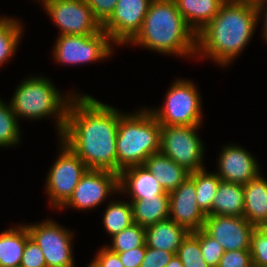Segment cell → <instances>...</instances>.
Segmentation results:
<instances>
[{
    "mask_svg": "<svg viewBox=\"0 0 267 267\" xmlns=\"http://www.w3.org/2000/svg\"><path fill=\"white\" fill-rule=\"evenodd\" d=\"M119 109L78 93L67 109L63 133L58 137L88 169L117 174L116 138Z\"/></svg>",
    "mask_w": 267,
    "mask_h": 267,
    "instance_id": "obj_1",
    "label": "cell"
},
{
    "mask_svg": "<svg viewBox=\"0 0 267 267\" xmlns=\"http://www.w3.org/2000/svg\"><path fill=\"white\" fill-rule=\"evenodd\" d=\"M254 1L224 2L218 14L196 34V56L211 58L221 67L243 51L258 26Z\"/></svg>",
    "mask_w": 267,
    "mask_h": 267,
    "instance_id": "obj_2",
    "label": "cell"
},
{
    "mask_svg": "<svg viewBox=\"0 0 267 267\" xmlns=\"http://www.w3.org/2000/svg\"><path fill=\"white\" fill-rule=\"evenodd\" d=\"M129 44L176 57L196 56V33L174 0H152L140 32Z\"/></svg>",
    "mask_w": 267,
    "mask_h": 267,
    "instance_id": "obj_3",
    "label": "cell"
},
{
    "mask_svg": "<svg viewBox=\"0 0 267 267\" xmlns=\"http://www.w3.org/2000/svg\"><path fill=\"white\" fill-rule=\"evenodd\" d=\"M161 124L149 109L121 113L116 138L117 174L143 165L152 154L160 152Z\"/></svg>",
    "mask_w": 267,
    "mask_h": 267,
    "instance_id": "obj_4",
    "label": "cell"
},
{
    "mask_svg": "<svg viewBox=\"0 0 267 267\" xmlns=\"http://www.w3.org/2000/svg\"><path fill=\"white\" fill-rule=\"evenodd\" d=\"M74 96V93L62 95L47 77L30 76L22 80L9 102L17 119L39 120L54 116L57 134L60 137L64 130L69 103Z\"/></svg>",
    "mask_w": 267,
    "mask_h": 267,
    "instance_id": "obj_5",
    "label": "cell"
},
{
    "mask_svg": "<svg viewBox=\"0 0 267 267\" xmlns=\"http://www.w3.org/2000/svg\"><path fill=\"white\" fill-rule=\"evenodd\" d=\"M188 79H176L162 107L149 109L161 125H202L201 96Z\"/></svg>",
    "mask_w": 267,
    "mask_h": 267,
    "instance_id": "obj_6",
    "label": "cell"
},
{
    "mask_svg": "<svg viewBox=\"0 0 267 267\" xmlns=\"http://www.w3.org/2000/svg\"><path fill=\"white\" fill-rule=\"evenodd\" d=\"M199 127L201 125H161L160 152L190 173L205 169L204 143L197 135Z\"/></svg>",
    "mask_w": 267,
    "mask_h": 267,
    "instance_id": "obj_7",
    "label": "cell"
},
{
    "mask_svg": "<svg viewBox=\"0 0 267 267\" xmlns=\"http://www.w3.org/2000/svg\"><path fill=\"white\" fill-rule=\"evenodd\" d=\"M53 47L54 60L62 65H81L108 58L113 53V42L101 30L93 35H58Z\"/></svg>",
    "mask_w": 267,
    "mask_h": 267,
    "instance_id": "obj_8",
    "label": "cell"
},
{
    "mask_svg": "<svg viewBox=\"0 0 267 267\" xmlns=\"http://www.w3.org/2000/svg\"><path fill=\"white\" fill-rule=\"evenodd\" d=\"M60 153L49 169L45 191L51 206L60 209L72 196L82 175L87 171L85 163L61 140Z\"/></svg>",
    "mask_w": 267,
    "mask_h": 267,
    "instance_id": "obj_9",
    "label": "cell"
},
{
    "mask_svg": "<svg viewBox=\"0 0 267 267\" xmlns=\"http://www.w3.org/2000/svg\"><path fill=\"white\" fill-rule=\"evenodd\" d=\"M38 224H27L30 237L42 250L47 267H75L73 233L58 222L47 219Z\"/></svg>",
    "mask_w": 267,
    "mask_h": 267,
    "instance_id": "obj_10",
    "label": "cell"
},
{
    "mask_svg": "<svg viewBox=\"0 0 267 267\" xmlns=\"http://www.w3.org/2000/svg\"><path fill=\"white\" fill-rule=\"evenodd\" d=\"M42 6L60 29L59 35H93L102 30L85 0H48Z\"/></svg>",
    "mask_w": 267,
    "mask_h": 267,
    "instance_id": "obj_11",
    "label": "cell"
},
{
    "mask_svg": "<svg viewBox=\"0 0 267 267\" xmlns=\"http://www.w3.org/2000/svg\"><path fill=\"white\" fill-rule=\"evenodd\" d=\"M119 193V174L106 170L87 169L72 196L60 208L91 210L105 202L108 195Z\"/></svg>",
    "mask_w": 267,
    "mask_h": 267,
    "instance_id": "obj_12",
    "label": "cell"
},
{
    "mask_svg": "<svg viewBox=\"0 0 267 267\" xmlns=\"http://www.w3.org/2000/svg\"><path fill=\"white\" fill-rule=\"evenodd\" d=\"M152 0H118L111 16L102 24L116 45H127L140 32Z\"/></svg>",
    "mask_w": 267,
    "mask_h": 267,
    "instance_id": "obj_13",
    "label": "cell"
},
{
    "mask_svg": "<svg viewBox=\"0 0 267 267\" xmlns=\"http://www.w3.org/2000/svg\"><path fill=\"white\" fill-rule=\"evenodd\" d=\"M244 216L206 215L203 230L221 244L224 251L250 250L255 230Z\"/></svg>",
    "mask_w": 267,
    "mask_h": 267,
    "instance_id": "obj_14",
    "label": "cell"
},
{
    "mask_svg": "<svg viewBox=\"0 0 267 267\" xmlns=\"http://www.w3.org/2000/svg\"><path fill=\"white\" fill-rule=\"evenodd\" d=\"M169 219L189 232L203 228L206 215L198 207L195 183L190 177L169 193Z\"/></svg>",
    "mask_w": 267,
    "mask_h": 267,
    "instance_id": "obj_15",
    "label": "cell"
},
{
    "mask_svg": "<svg viewBox=\"0 0 267 267\" xmlns=\"http://www.w3.org/2000/svg\"><path fill=\"white\" fill-rule=\"evenodd\" d=\"M216 174L222 181L246 184L260 174L256 158L238 144L223 146Z\"/></svg>",
    "mask_w": 267,
    "mask_h": 267,
    "instance_id": "obj_16",
    "label": "cell"
},
{
    "mask_svg": "<svg viewBox=\"0 0 267 267\" xmlns=\"http://www.w3.org/2000/svg\"><path fill=\"white\" fill-rule=\"evenodd\" d=\"M119 192L127 193L131 200L159 197L166 193L144 165L132 166L119 173Z\"/></svg>",
    "mask_w": 267,
    "mask_h": 267,
    "instance_id": "obj_17",
    "label": "cell"
},
{
    "mask_svg": "<svg viewBox=\"0 0 267 267\" xmlns=\"http://www.w3.org/2000/svg\"><path fill=\"white\" fill-rule=\"evenodd\" d=\"M188 233L185 227L168 218L145 228V243L149 248L165 250L176 255Z\"/></svg>",
    "mask_w": 267,
    "mask_h": 267,
    "instance_id": "obj_18",
    "label": "cell"
},
{
    "mask_svg": "<svg viewBox=\"0 0 267 267\" xmlns=\"http://www.w3.org/2000/svg\"><path fill=\"white\" fill-rule=\"evenodd\" d=\"M243 216L255 227L267 226V180L261 173L244 184Z\"/></svg>",
    "mask_w": 267,
    "mask_h": 267,
    "instance_id": "obj_19",
    "label": "cell"
},
{
    "mask_svg": "<svg viewBox=\"0 0 267 267\" xmlns=\"http://www.w3.org/2000/svg\"><path fill=\"white\" fill-rule=\"evenodd\" d=\"M143 165L154 175L165 192L174 191L190 175L184 167L179 166L161 152L150 155Z\"/></svg>",
    "mask_w": 267,
    "mask_h": 267,
    "instance_id": "obj_20",
    "label": "cell"
},
{
    "mask_svg": "<svg viewBox=\"0 0 267 267\" xmlns=\"http://www.w3.org/2000/svg\"><path fill=\"white\" fill-rule=\"evenodd\" d=\"M187 25L197 34L219 12L222 0H174Z\"/></svg>",
    "mask_w": 267,
    "mask_h": 267,
    "instance_id": "obj_21",
    "label": "cell"
},
{
    "mask_svg": "<svg viewBox=\"0 0 267 267\" xmlns=\"http://www.w3.org/2000/svg\"><path fill=\"white\" fill-rule=\"evenodd\" d=\"M244 214V184L220 181L211 215L243 216Z\"/></svg>",
    "mask_w": 267,
    "mask_h": 267,
    "instance_id": "obj_22",
    "label": "cell"
},
{
    "mask_svg": "<svg viewBox=\"0 0 267 267\" xmlns=\"http://www.w3.org/2000/svg\"><path fill=\"white\" fill-rule=\"evenodd\" d=\"M15 227L0 233V267H20L30 234L26 224Z\"/></svg>",
    "mask_w": 267,
    "mask_h": 267,
    "instance_id": "obj_23",
    "label": "cell"
},
{
    "mask_svg": "<svg viewBox=\"0 0 267 267\" xmlns=\"http://www.w3.org/2000/svg\"><path fill=\"white\" fill-rule=\"evenodd\" d=\"M134 223L148 227L169 218V193L159 197L130 200Z\"/></svg>",
    "mask_w": 267,
    "mask_h": 267,
    "instance_id": "obj_24",
    "label": "cell"
},
{
    "mask_svg": "<svg viewBox=\"0 0 267 267\" xmlns=\"http://www.w3.org/2000/svg\"><path fill=\"white\" fill-rule=\"evenodd\" d=\"M189 177L195 183L198 207L205 215H211L212 203L221 179L214 172L208 173L206 168L190 173Z\"/></svg>",
    "mask_w": 267,
    "mask_h": 267,
    "instance_id": "obj_25",
    "label": "cell"
},
{
    "mask_svg": "<svg viewBox=\"0 0 267 267\" xmlns=\"http://www.w3.org/2000/svg\"><path fill=\"white\" fill-rule=\"evenodd\" d=\"M23 26L20 20L0 17V66L4 65L16 52L22 38Z\"/></svg>",
    "mask_w": 267,
    "mask_h": 267,
    "instance_id": "obj_26",
    "label": "cell"
},
{
    "mask_svg": "<svg viewBox=\"0 0 267 267\" xmlns=\"http://www.w3.org/2000/svg\"><path fill=\"white\" fill-rule=\"evenodd\" d=\"M103 214V224L110 237L134 223L130 201L111 200Z\"/></svg>",
    "mask_w": 267,
    "mask_h": 267,
    "instance_id": "obj_27",
    "label": "cell"
},
{
    "mask_svg": "<svg viewBox=\"0 0 267 267\" xmlns=\"http://www.w3.org/2000/svg\"><path fill=\"white\" fill-rule=\"evenodd\" d=\"M0 98V147H13L20 143V126L12 106Z\"/></svg>",
    "mask_w": 267,
    "mask_h": 267,
    "instance_id": "obj_28",
    "label": "cell"
},
{
    "mask_svg": "<svg viewBox=\"0 0 267 267\" xmlns=\"http://www.w3.org/2000/svg\"><path fill=\"white\" fill-rule=\"evenodd\" d=\"M111 245L105 246L112 252H125L145 244V227L133 223L111 237Z\"/></svg>",
    "mask_w": 267,
    "mask_h": 267,
    "instance_id": "obj_29",
    "label": "cell"
},
{
    "mask_svg": "<svg viewBox=\"0 0 267 267\" xmlns=\"http://www.w3.org/2000/svg\"><path fill=\"white\" fill-rule=\"evenodd\" d=\"M176 255L185 267H210L201 255L198 230L188 233Z\"/></svg>",
    "mask_w": 267,
    "mask_h": 267,
    "instance_id": "obj_30",
    "label": "cell"
},
{
    "mask_svg": "<svg viewBox=\"0 0 267 267\" xmlns=\"http://www.w3.org/2000/svg\"><path fill=\"white\" fill-rule=\"evenodd\" d=\"M250 250L253 267H267V226L255 228Z\"/></svg>",
    "mask_w": 267,
    "mask_h": 267,
    "instance_id": "obj_31",
    "label": "cell"
},
{
    "mask_svg": "<svg viewBox=\"0 0 267 267\" xmlns=\"http://www.w3.org/2000/svg\"><path fill=\"white\" fill-rule=\"evenodd\" d=\"M201 255L210 267H217L224 249L219 242L209 236L203 229L198 230Z\"/></svg>",
    "mask_w": 267,
    "mask_h": 267,
    "instance_id": "obj_32",
    "label": "cell"
},
{
    "mask_svg": "<svg viewBox=\"0 0 267 267\" xmlns=\"http://www.w3.org/2000/svg\"><path fill=\"white\" fill-rule=\"evenodd\" d=\"M20 267H47L42 250L31 237L26 241Z\"/></svg>",
    "mask_w": 267,
    "mask_h": 267,
    "instance_id": "obj_33",
    "label": "cell"
},
{
    "mask_svg": "<svg viewBox=\"0 0 267 267\" xmlns=\"http://www.w3.org/2000/svg\"><path fill=\"white\" fill-rule=\"evenodd\" d=\"M217 267H253L251 250L225 251Z\"/></svg>",
    "mask_w": 267,
    "mask_h": 267,
    "instance_id": "obj_34",
    "label": "cell"
},
{
    "mask_svg": "<svg viewBox=\"0 0 267 267\" xmlns=\"http://www.w3.org/2000/svg\"><path fill=\"white\" fill-rule=\"evenodd\" d=\"M174 255L172 252L146 246V252L140 267H166Z\"/></svg>",
    "mask_w": 267,
    "mask_h": 267,
    "instance_id": "obj_35",
    "label": "cell"
},
{
    "mask_svg": "<svg viewBox=\"0 0 267 267\" xmlns=\"http://www.w3.org/2000/svg\"><path fill=\"white\" fill-rule=\"evenodd\" d=\"M118 0H85L93 16L102 25L113 13Z\"/></svg>",
    "mask_w": 267,
    "mask_h": 267,
    "instance_id": "obj_36",
    "label": "cell"
},
{
    "mask_svg": "<svg viewBox=\"0 0 267 267\" xmlns=\"http://www.w3.org/2000/svg\"><path fill=\"white\" fill-rule=\"evenodd\" d=\"M87 267H124V265L118 254L110 251L104 245Z\"/></svg>",
    "mask_w": 267,
    "mask_h": 267,
    "instance_id": "obj_37",
    "label": "cell"
},
{
    "mask_svg": "<svg viewBox=\"0 0 267 267\" xmlns=\"http://www.w3.org/2000/svg\"><path fill=\"white\" fill-rule=\"evenodd\" d=\"M146 252V243L143 246L117 253L124 267H140Z\"/></svg>",
    "mask_w": 267,
    "mask_h": 267,
    "instance_id": "obj_38",
    "label": "cell"
},
{
    "mask_svg": "<svg viewBox=\"0 0 267 267\" xmlns=\"http://www.w3.org/2000/svg\"><path fill=\"white\" fill-rule=\"evenodd\" d=\"M254 2L256 4L258 12V18L263 20V27H262L263 33L261 35L264 37L263 39L266 40L265 42H267V1H254ZM261 15L263 16L262 18Z\"/></svg>",
    "mask_w": 267,
    "mask_h": 267,
    "instance_id": "obj_39",
    "label": "cell"
},
{
    "mask_svg": "<svg viewBox=\"0 0 267 267\" xmlns=\"http://www.w3.org/2000/svg\"><path fill=\"white\" fill-rule=\"evenodd\" d=\"M166 267H185L177 255H174Z\"/></svg>",
    "mask_w": 267,
    "mask_h": 267,
    "instance_id": "obj_40",
    "label": "cell"
},
{
    "mask_svg": "<svg viewBox=\"0 0 267 267\" xmlns=\"http://www.w3.org/2000/svg\"><path fill=\"white\" fill-rule=\"evenodd\" d=\"M224 2H242V1H254V0H222Z\"/></svg>",
    "mask_w": 267,
    "mask_h": 267,
    "instance_id": "obj_41",
    "label": "cell"
},
{
    "mask_svg": "<svg viewBox=\"0 0 267 267\" xmlns=\"http://www.w3.org/2000/svg\"><path fill=\"white\" fill-rule=\"evenodd\" d=\"M42 2L41 4H43L44 2L48 1V0H39V2Z\"/></svg>",
    "mask_w": 267,
    "mask_h": 267,
    "instance_id": "obj_42",
    "label": "cell"
}]
</instances>
